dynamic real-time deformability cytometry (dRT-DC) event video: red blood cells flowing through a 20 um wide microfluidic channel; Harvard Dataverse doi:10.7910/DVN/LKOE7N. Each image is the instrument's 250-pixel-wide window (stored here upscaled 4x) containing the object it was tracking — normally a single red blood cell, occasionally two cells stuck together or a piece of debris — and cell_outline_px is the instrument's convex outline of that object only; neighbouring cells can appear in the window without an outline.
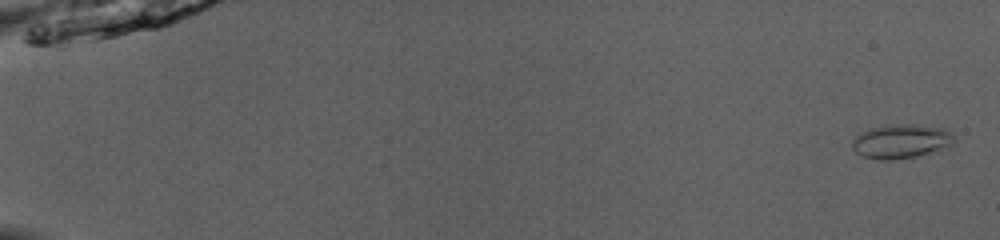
{"species": "common noctule bat (a hibernating species)", "species_latin": "Nyctalus noctula", "temperature_condition": "room temperature", "stored_images_in_passage": 51, "camera_frame_rate_fps": 3000, "um_per_image_px": 0.085, "animal": {"sex": "male", "body_mass_g": 13.0, "forearm_length_mm": 53.1}, "frame": {"image": 1, "passage_image": 2, "time_ms": 0.333, "image_size_px": [1000, 240], "cell_outline_px": [[956, 136], [952, 144], [916, 156], [892, 160], [876, 160], [860, 156], [852, 148], [852, 140], [856, 136], [872, 128], [900, 124], [916, 124], [948, 128]], "centroid_in_image_um": [76.6, 12.01], "position_along_channel_um": 8.4, "area_um2": 20.17}}
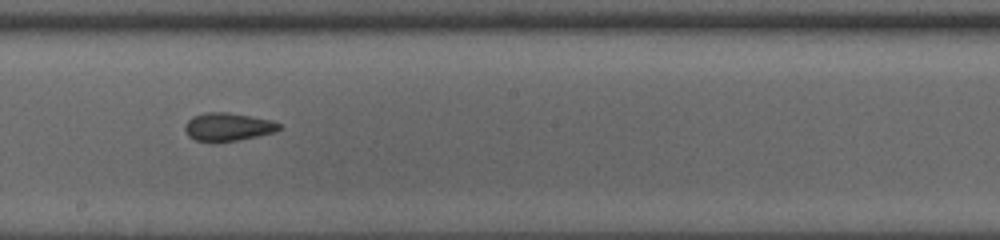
{"frame": {"image": 2, "passage_image": 31, "time_ms": 10.0, "image_size_px": [1000, 240], "cell_outline_px": [[280, 128], [276, 132], [236, 140], [212, 144], [196, 140], [188, 136], [184, 128], [184, 124], [192, 116], [208, 112], [228, 112], [272, 120], [280, 124]], "centroid_in_image_um": [19.33, 10.8], "position_along_channel_um": 228.9, "area_um2": 15.66}}
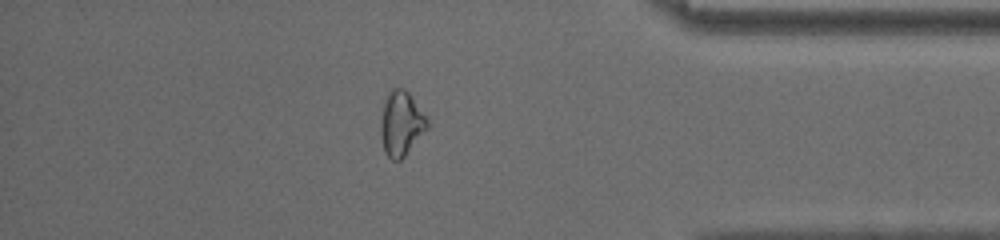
{"frame": {"image": 3, "passage_image": 45, "time_ms": 14.667, "image_size_px": [1000, 240], "cell_outline_px": [[428, 128], [404, 156], [400, 160], [392, 160], [384, 152], [380, 132], [380, 124], [384, 100], [392, 88], [404, 88], [408, 92], [428, 116]], "centroid_in_image_um": [34.11, 10.48], "position_along_channel_um": 401.1, "area_um2": 17.63}, "authors_computed_cell_mechanics": {"area_um2": 16.7042, "velocity_mm_per_s": 4.1078, "shape_relaxation_time_tau1_ms": null, "shape_relaxation_time_tau2_ms": 2.0121, "deformation_change_tau1": null, "deformation_change_tau2": 0.0518}}